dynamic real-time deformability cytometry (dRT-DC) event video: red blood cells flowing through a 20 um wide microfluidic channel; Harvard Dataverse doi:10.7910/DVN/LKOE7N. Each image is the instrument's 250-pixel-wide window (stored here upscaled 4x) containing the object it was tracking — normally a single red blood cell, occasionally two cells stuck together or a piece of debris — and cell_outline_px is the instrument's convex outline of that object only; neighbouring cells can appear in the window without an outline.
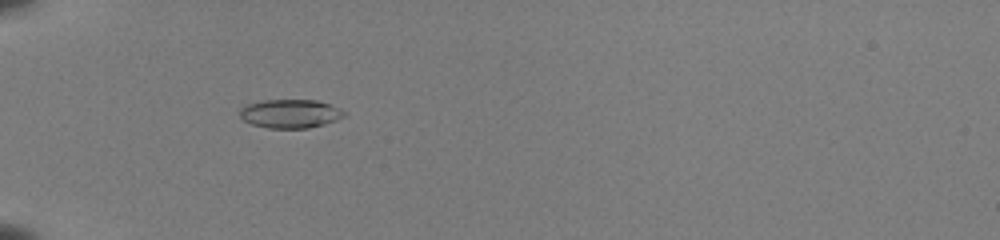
{"species": "common noctule bat (a hibernating species)", "species_latin": "Nyctalus noctula", "temperature_condition": "room temperature", "stored_images_in_passage": 38, "camera_frame_rate_fps": 3000, "um_per_image_px": 0.085, "animal": {"sex": "female", "body_mass_g": 22.0, "forearm_length_mm": 56.7}, "frame": {"image": 1, "passage_image": 4, "time_ms": 1.0, "image_size_px": [1000, 240], "cell_outline_px": [[348, 112], [344, 116], [336, 120], [324, 124], [308, 128], [268, 128], [252, 124], [244, 120], [240, 116], [240, 108], [248, 104], [260, 100], [316, 100], [340, 108]], "centroid_in_image_um": [24.68, 9.66], "position_along_channel_um": 60.3, "area_um2": 17.46}}
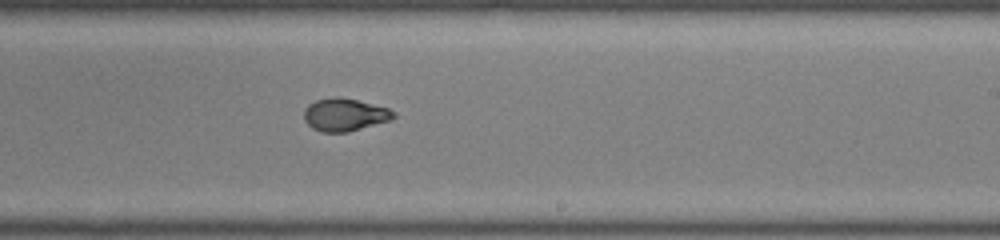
{"frame": {"image": 2, "passage_image": 20, "time_ms": 6.333, "image_size_px": [1000, 240], "cell_outline_px": [[396, 116], [388, 120], [348, 132], [320, 132], [312, 128], [304, 120], [304, 108], [308, 104], [316, 100], [336, 96], [340, 96], [388, 108], [396, 112]], "centroid_in_image_um": [29.25, 9.74], "position_along_channel_um": 259.7, "area_um2": 16.99}}
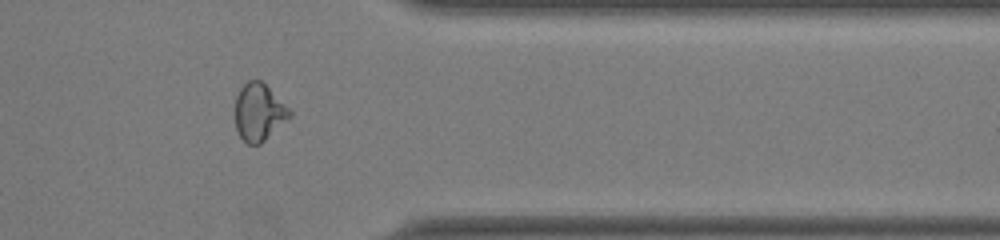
{"frame": {"image": 3, "passage_image": 30, "time_ms": 9.667, "image_size_px": [1000, 240], "cell_outline_px": [[292, 116], [260, 144], [248, 144], [240, 136], [236, 128], [236, 96], [240, 88], [248, 80], [260, 80], [292, 112]], "centroid_in_image_um": [22.0, 9.55], "position_along_channel_um": 389.4, "area_um2": 17.8}, "authors_computed_cell_mechanics": {"area_um2": 17.3978, "velocity_mm_per_s": 4.0175, "shape_relaxation_time_tau1_ms": 3.3874, "shape_relaxation_time_tau2_ms": 1.2245, "deformation_change_tau1": 0.18, "deformation_change_tau2": 0.062}}